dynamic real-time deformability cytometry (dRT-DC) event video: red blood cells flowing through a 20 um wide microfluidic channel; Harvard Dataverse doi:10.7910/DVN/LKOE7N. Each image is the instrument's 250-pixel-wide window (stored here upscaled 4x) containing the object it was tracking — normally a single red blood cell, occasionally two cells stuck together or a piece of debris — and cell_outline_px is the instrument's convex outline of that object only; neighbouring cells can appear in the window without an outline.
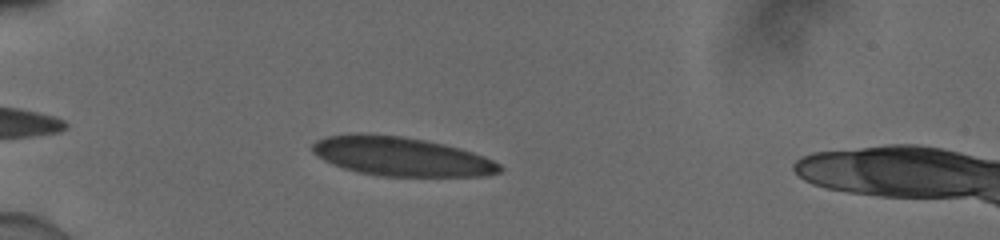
{"species": "human", "species_latin": "Homo sapiens", "temperature_condition": "cold", "stored_images_in_passage": 42, "camera_frame_rate_fps": 3000, "um_per_image_px": 0.085, "donor": {"sex": "male"}, "frame": {"image": 1, "passage_image": 5, "time_ms": 1.333, "image_size_px": [1000, 240], "cell_outline_px": [[504, 168], [500, 172], [484, 176], [380, 176], [356, 172], [332, 164], [316, 156], [312, 152], [312, 144], [316, 140], [328, 136], [360, 132], [400, 136], [424, 140], [444, 144], [460, 148], [484, 156], [500, 164]], "centroid_in_image_um": [34.08, 13.3], "position_along_channel_um": 50.9, "area_um2": 42.77}}
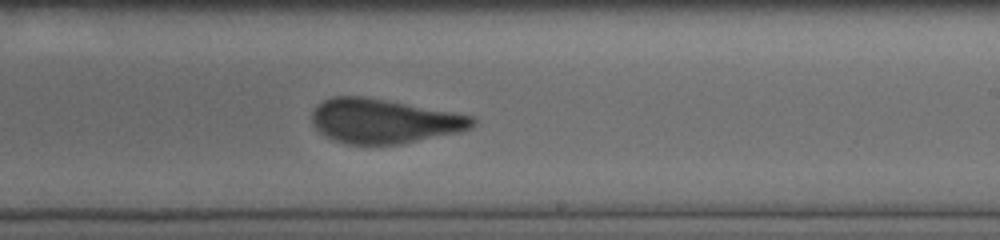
{"frame": {"image": 2, "passage_image": 23, "time_ms": 7.333, "image_size_px": [1000, 240], "cell_outline_px": [[476, 124], [472, 128], [460, 132], [400, 144], [344, 144], [324, 136], [312, 124], [312, 112], [316, 104], [332, 96], [360, 96], [384, 100], [472, 116], [476, 120]], "centroid_in_image_um": [32.59, 10.3], "position_along_channel_um": 256.4, "area_um2": 41.33}}
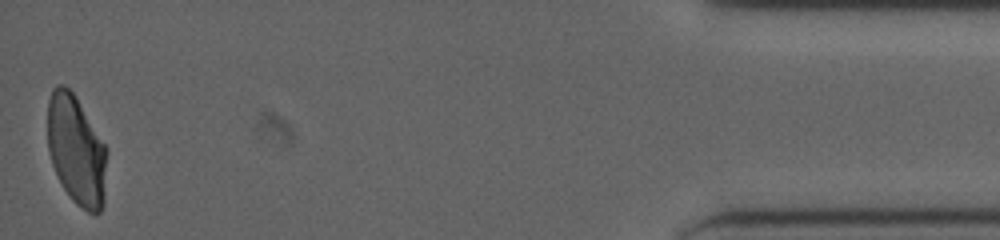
{"frame": {"image": 3, "passage_image": 42, "time_ms": 13.667, "image_size_px": [1000, 240], "cell_outline_px": [[108, 152], [104, 204], [100, 212], [96, 216], [80, 208], [72, 200], [64, 188], [52, 164], [48, 148], [48, 100], [52, 88], [56, 84], [64, 84], [76, 96], [104, 144]], "centroid_in_image_um": [6.51, 12.79], "position_along_channel_um": 428.7, "area_um2": 38.21}, "authors_computed_cell_mechanics": {"area_um2": 42.2229, "velocity_mm_per_s": 3.9101, "shape_relaxation_time_tau1_ms": 10.4434, "shape_relaxation_time_tau2_ms": 0.4946, "deformation_change_tau1": 0.2703, "deformation_change_tau2": 0.0774}}